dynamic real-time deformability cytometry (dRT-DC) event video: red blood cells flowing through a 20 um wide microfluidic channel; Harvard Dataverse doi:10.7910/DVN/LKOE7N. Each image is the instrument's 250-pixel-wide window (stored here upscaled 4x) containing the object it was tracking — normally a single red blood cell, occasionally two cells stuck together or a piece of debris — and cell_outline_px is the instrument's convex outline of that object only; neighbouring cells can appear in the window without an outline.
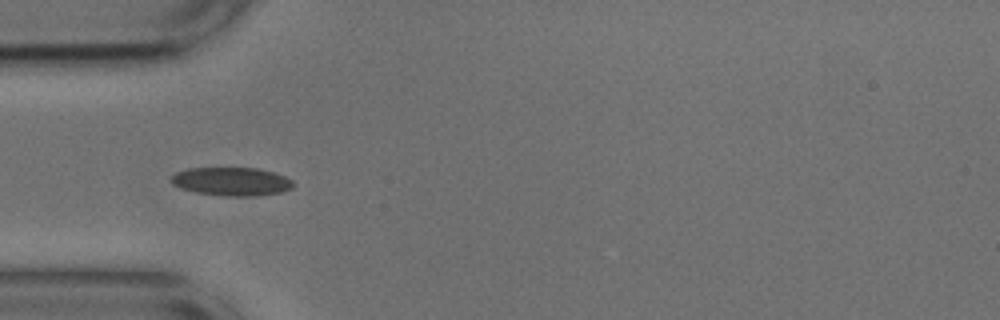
{"species": "common noctule bat (a hibernating species)", "species_latin": "Nyctalus noctula", "temperature_condition": "cold", "stored_images_in_passage": 39, "camera_frame_rate_fps": 3000, "um_per_image_px": 0.085, "animal": {"sex": "male", "body_mass_g": 17.9, "forearm_length_mm": 54.2}, "frame": {"image": 1, "passage_image": 1, "time_ms": 0.0, "image_size_px": [1000, 320], "cell_outline_px": [[296, 184], [292, 188], [284, 192], [256, 196], [224, 196], [196, 192], [180, 188], [172, 184], [172, 176], [176, 172], [188, 168], [256, 168], [272, 172], [284, 176], [292, 180]], "centroid_in_image_um": [19.72, 15.43], "position_along_channel_um": 65.3, "area_um2": 20.29}}
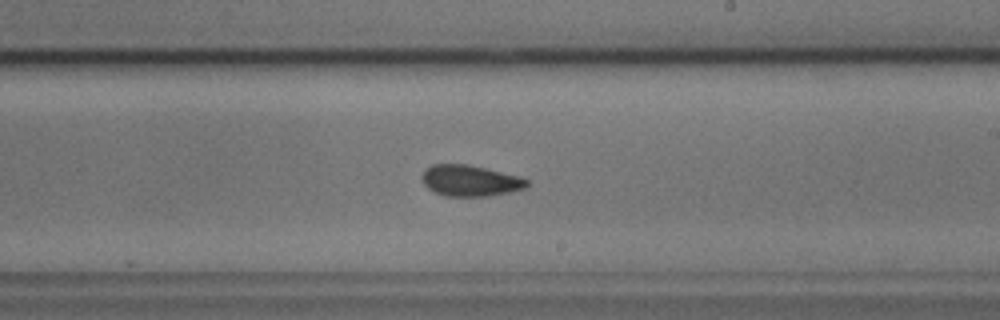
{"frame": {"image": 2, "passage_image": 16, "time_ms": 5.0, "image_size_px": [1000, 320], "cell_outline_px": [[528, 184], [524, 188], [508, 192], [488, 196], [444, 196], [428, 188], [424, 184], [420, 176], [432, 164], [468, 164], [520, 176], [528, 180]], "centroid_in_image_um": [39.95, 15.35], "position_along_channel_um": 249.0, "area_um2": 18.9}}
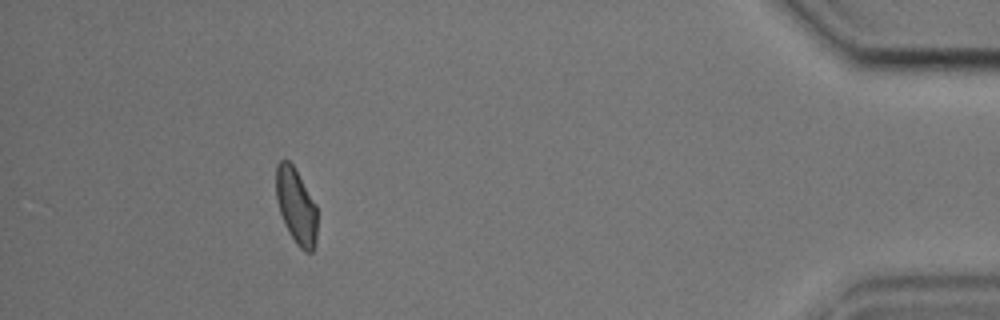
{"frame": {"image": 3, "passage_image": 34, "time_ms": 11.0, "image_size_px": [1000, 320], "cell_outline_px": [[316, 244], [312, 252], [304, 252], [296, 244], [288, 232], [284, 224], [276, 200], [276, 164], [280, 160], [288, 160], [296, 168], [316, 204]], "centroid_in_image_um": [25.17, 17.51], "position_along_channel_um": 410.0, "area_um2": 18.38}, "authors_computed_cell_mechanics": {"area_um2": 18.9584, "velocity_mm_per_s": 3.6728, "shape_relaxation_time_tau1_ms": 8.1556, "shape_relaxation_time_tau2_ms": 2.257, "deformation_change_tau1": 0.1329, "deformation_change_tau2": 0.0711}}